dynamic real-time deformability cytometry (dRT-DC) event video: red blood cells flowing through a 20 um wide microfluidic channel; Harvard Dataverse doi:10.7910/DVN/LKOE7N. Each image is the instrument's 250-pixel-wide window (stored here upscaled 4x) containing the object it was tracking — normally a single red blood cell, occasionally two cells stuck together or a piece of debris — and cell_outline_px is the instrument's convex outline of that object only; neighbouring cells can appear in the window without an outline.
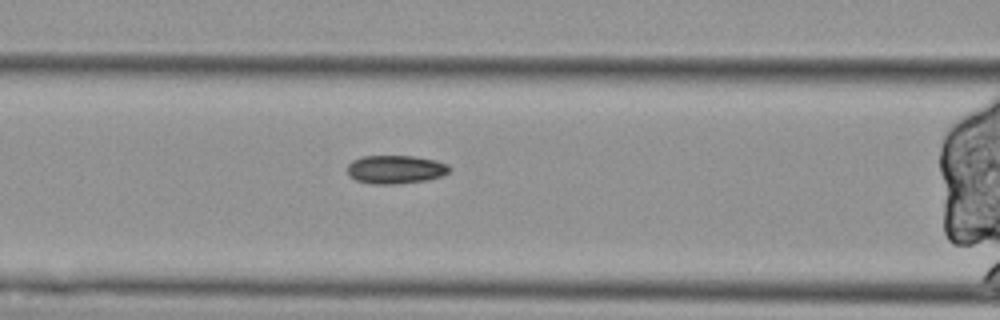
{"species": "Egyptian fruit bat (a non-hibernating species)", "species_latin": "Rousettus aegyptiacus", "temperature_condition": "cold", "stored_images_in_passage": 38, "segment_of_instrument_passage": [2, 2], "camera_frame_rate_fps": 3000, "um_per_image_px": 0.085, "animal": {"sex": "female"}, "frame": {"image": 1, "passage_image": 14, "time_ms": 4.333, "image_size_px": [1000, 320], "cell_outline_px": [[452, 168], [444, 176], [428, 180], [396, 184], [372, 184], [356, 180], [348, 176], [348, 164], [352, 160], [360, 156], [412, 156], [436, 160], [448, 164]], "centroid_in_image_um": [33.63, 14.4], "position_along_channel_um": 133.0, "area_um2": 17.17}}
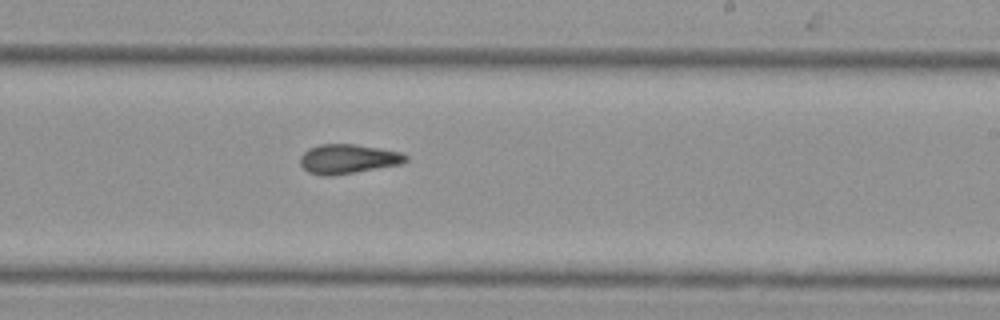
{"frame": {"image": 2, "passage_image": 25, "time_ms": 8.0, "image_size_px": [1000, 320], "cell_outline_px": [[408, 160], [404, 164], [332, 176], [324, 176], [308, 172], [300, 164], [300, 156], [308, 148], [320, 144], [352, 144], [380, 148], [404, 152], [408, 156]], "centroid_in_image_um": [29.62, 13.51], "position_along_channel_um": 259.4, "area_um2": 18.38}}
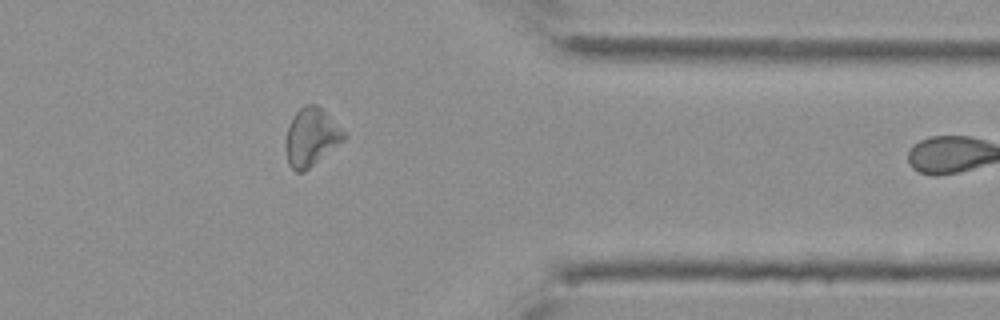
{"frame": {"image": 3, "passage_image": 37, "time_ms": 12.0, "image_size_px": [1000, 320], "cell_outline_px": [[348, 136], [344, 140], [304, 172], [296, 172], [288, 164], [284, 148], [284, 144], [288, 124], [292, 116], [304, 104], [316, 104]], "centroid_in_image_um": [26.39, 11.67], "position_along_channel_um": 385.0, "area_um2": 19.59}}